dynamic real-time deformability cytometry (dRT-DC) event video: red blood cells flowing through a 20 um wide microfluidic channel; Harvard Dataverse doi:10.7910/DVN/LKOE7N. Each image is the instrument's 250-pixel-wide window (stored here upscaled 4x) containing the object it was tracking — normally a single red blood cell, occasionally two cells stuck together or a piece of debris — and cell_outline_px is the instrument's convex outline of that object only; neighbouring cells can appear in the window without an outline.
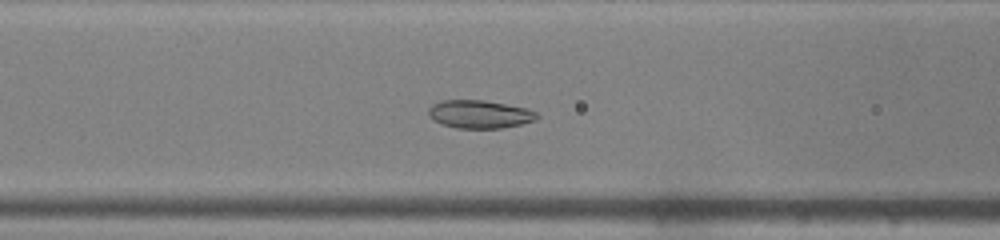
{"species": "common noctule bat (a hibernating species)", "species_latin": "Nyctalus noctula", "temperature_condition": "warm", "stored_images_in_passage": 42, "camera_frame_rate_fps": 3000, "um_per_image_px": 0.085, "animal": {"sex": "male", "body_mass_g": 19.0, "forearm_length_mm": 50.8}, "frame": {"image": 1, "passage_image": 15, "time_ms": 4.667, "image_size_px": [1000, 240], "cell_outline_px": [[540, 116], [536, 120], [520, 124], [500, 128], [456, 128], [440, 124], [432, 120], [428, 116], [428, 108], [432, 104], [440, 100], [484, 100], [528, 108], [536, 112]], "centroid_in_image_um": [40.73, 9.7], "position_along_channel_um": 125.9, "area_um2": 17.98}}
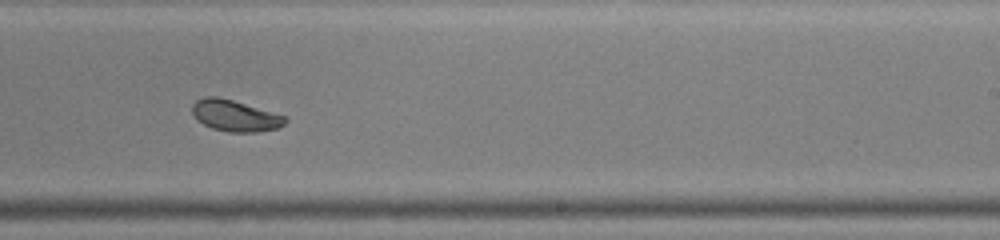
{"frame": {"image": 2, "passage_image": 25, "time_ms": 8.0, "image_size_px": [1000, 240], "cell_outline_px": [[288, 120], [284, 124], [276, 128], [260, 132], [228, 132], [212, 128], [196, 120], [192, 112], [192, 104], [196, 100], [204, 96], [216, 96], [232, 100], [288, 116]], "centroid_in_image_um": [19.98, 9.83], "position_along_channel_um": 269.0, "area_um2": 17.11}}
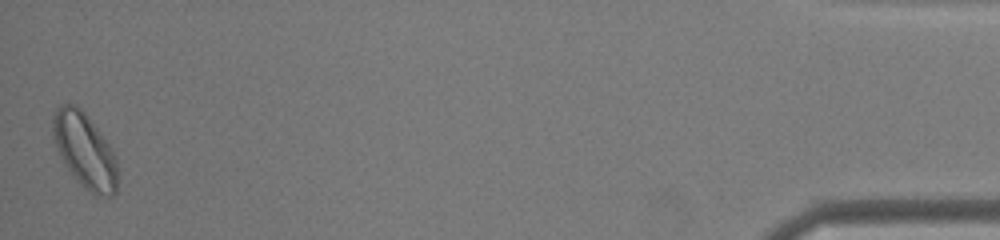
{"frame": {"image": 3, "passage_image": 42, "time_ms": 13.667, "image_size_px": [1000, 240], "cell_outline_px": [[116, 192], [112, 196], [96, 196], [84, 188], [68, 168], [60, 156], [52, 132], [52, 116], [56, 108], [60, 104], [76, 104], [84, 112], [108, 144], [116, 156]], "centroid_in_image_um": [7.18, 12.78], "position_along_channel_um": 428.0, "area_um2": 27.74}, "authors_computed_cell_mechanics": {"area_um2": 19.074, "velocity_mm_per_s": 4.3021, "shape_relaxation_time_tau1_ms": null, "shape_relaxation_time_tau2_ms": 7.2255, "deformation_change_tau1": null, "deformation_change_tau2": 0.0733}}